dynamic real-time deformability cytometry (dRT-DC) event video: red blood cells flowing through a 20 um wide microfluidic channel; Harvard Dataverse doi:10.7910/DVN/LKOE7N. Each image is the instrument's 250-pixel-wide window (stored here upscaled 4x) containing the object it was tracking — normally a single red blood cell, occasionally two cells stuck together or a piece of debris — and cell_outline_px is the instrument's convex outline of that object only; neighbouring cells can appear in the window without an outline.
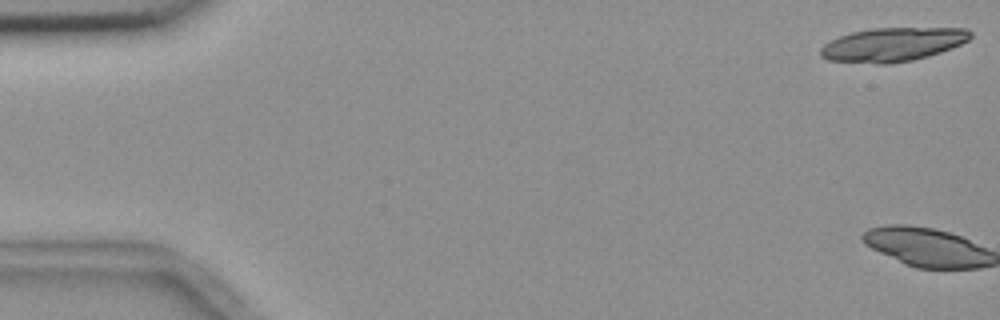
{"species": "common noctule bat (a hibernating species)", "species_latin": "Nyctalus noctula", "temperature_condition": "room temperature", "stored_images_in_passage": 2, "camera_frame_rate_fps": 3000, "um_per_image_px": 0.085, "animal": {"sex": "female", "body_mass_g": 18.4}, "frame": {"image": 1, "passage_image": 1, "time_ms": 0.0, "image_size_px": [1000, 320], "cell_outline_px": [[972, 36], [968, 40], [952, 48], [928, 56], [912, 60], [888, 64], [876, 64], [828, 60], [820, 56], [820, 48], [824, 44], [840, 36], [852, 32], [872, 28], [968, 28], [972, 32]], "centroid_in_image_um": [75.88, 3.78], "position_along_channel_um": 9.1, "area_um2": 29.54}}